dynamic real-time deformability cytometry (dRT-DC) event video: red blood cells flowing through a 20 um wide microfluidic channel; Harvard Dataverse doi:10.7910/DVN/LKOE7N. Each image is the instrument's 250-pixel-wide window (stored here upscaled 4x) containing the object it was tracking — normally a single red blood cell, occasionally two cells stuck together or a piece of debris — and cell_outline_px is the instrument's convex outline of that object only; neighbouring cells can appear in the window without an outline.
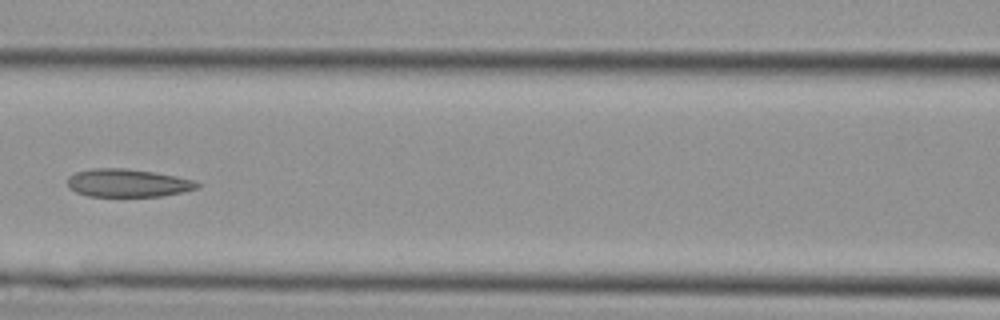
{"species": "Egyptian fruit bat (a non-hibernating species)", "species_latin": "Rousettus aegyptiacus", "temperature_condition": "cold", "stored_images_in_passage": 37, "camera_frame_rate_fps": 3000, "um_per_image_px": 0.085, "animal": {"sex": "female"}, "frame": {"image": 1, "passage_image": 16, "time_ms": 5.0, "image_size_px": [1000, 320], "cell_outline_px": [[200, 188], [184, 192], [160, 196], [88, 196], [76, 192], [68, 188], [68, 176], [76, 172], [92, 168], [124, 168], [152, 172], [176, 176], [192, 180], [200, 184]], "centroid_in_image_um": [10.85, 15.56], "position_along_channel_um": 155.8, "area_um2": 21.15}}
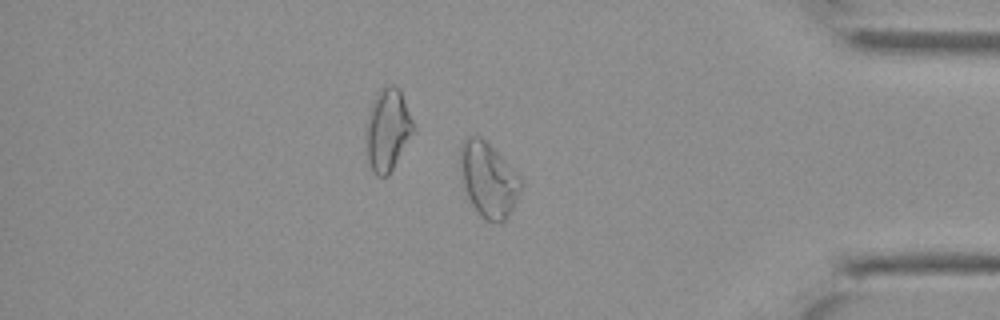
{"frame": {"image": 2, "passage_image": 31, "time_ms": 10.0, "image_size_px": [1000, 320], "cell_outline_px": [[520, 188], [516, 200], [504, 224], [488, 220], [480, 216], [472, 204], [468, 196], [464, 184], [460, 164], [460, 144], [468, 136], [480, 136], [520, 176]], "centroid_in_image_um": [41.5, 15.28], "position_along_channel_um": 393.7, "area_um2": 25.72}}